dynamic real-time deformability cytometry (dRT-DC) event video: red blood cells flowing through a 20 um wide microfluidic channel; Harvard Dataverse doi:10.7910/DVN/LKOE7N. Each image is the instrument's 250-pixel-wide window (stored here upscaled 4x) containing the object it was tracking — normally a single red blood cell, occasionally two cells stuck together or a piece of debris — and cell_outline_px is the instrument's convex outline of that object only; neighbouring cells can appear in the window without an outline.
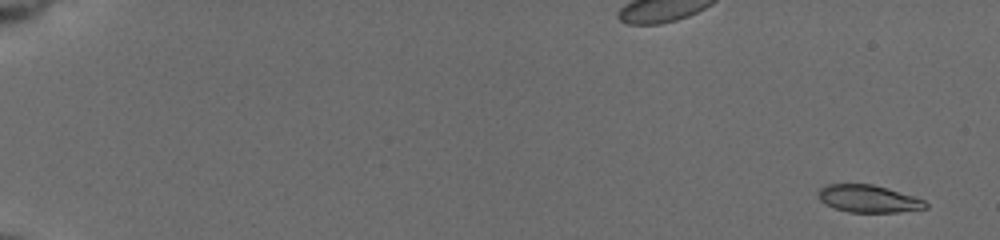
{"species": "common noctule bat (a hibernating species)", "species_latin": "Nyctalus noctula", "temperature_condition": "cold", "stored_images_in_passage": 56, "camera_frame_rate_fps": 3000, "um_per_image_px": 0.085, "animal": {"sex": "female", "body_mass_g": 19.5, "forearm_length_mm": 54.1}, "frame": {"image": 1, "passage_image": 1, "time_ms": 0.0, "image_size_px": [1000, 240], "cell_outline_px": [[928, 204], [924, 208], [892, 212], [852, 212], [836, 208], [828, 204], [820, 196], [820, 192], [824, 188], [832, 184], [868, 184], [884, 188], [920, 200]], "centroid_in_image_um": [73.8, 16.9], "position_along_channel_um": 11.2, "area_um2": 15.78}}
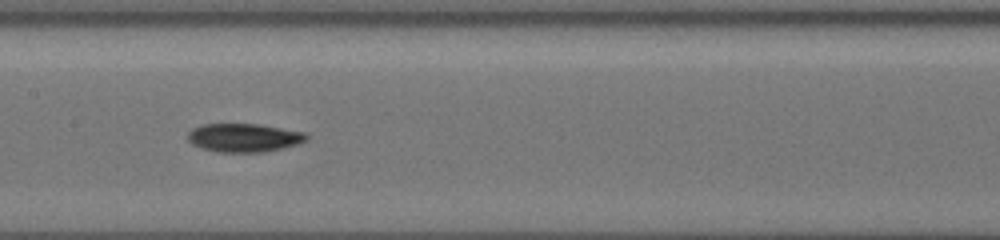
{"frame": {"image": 2, "passage_image": 30, "time_ms": 9.667, "image_size_px": [1000, 240], "cell_outline_px": [[304, 140], [292, 144], [276, 148], [248, 152], [232, 152], [208, 148], [196, 144], [188, 136], [196, 128], [208, 124], [252, 124], [296, 132], [304, 136]], "centroid_in_image_um": [20.65, 11.68], "position_along_channel_um": 186.7, "area_um2": 17.46}}
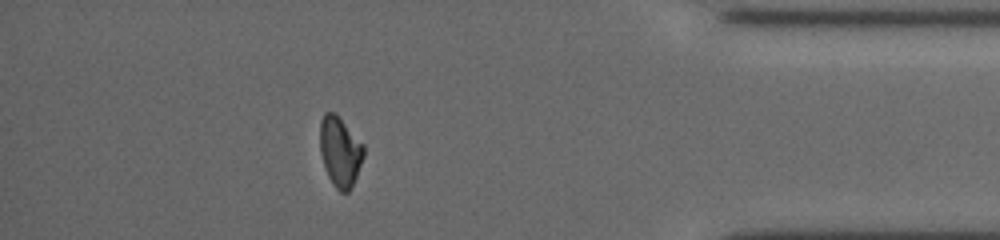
{"frame": {"image": 3, "passage_image": 50, "time_ms": 16.333, "image_size_px": [1000, 240], "cell_outline_px": [[364, 152], [356, 176], [348, 192], [340, 192], [336, 188], [324, 164], [320, 148], [320, 124], [324, 112], [332, 112], [364, 144]], "centroid_in_image_um": [28.9, 12.87], "position_along_channel_um": 406.3, "area_um2": 16.99}, "authors_computed_cell_mechanics": {"area_um2": 16.8198, "velocity_mm_per_s": 3.7622, "shape_relaxation_time_tau1_ms": 5.231, "shape_relaxation_time_tau2_ms": null, "deformation_change_tau1": 0.158, "deformation_change_tau2": null}}